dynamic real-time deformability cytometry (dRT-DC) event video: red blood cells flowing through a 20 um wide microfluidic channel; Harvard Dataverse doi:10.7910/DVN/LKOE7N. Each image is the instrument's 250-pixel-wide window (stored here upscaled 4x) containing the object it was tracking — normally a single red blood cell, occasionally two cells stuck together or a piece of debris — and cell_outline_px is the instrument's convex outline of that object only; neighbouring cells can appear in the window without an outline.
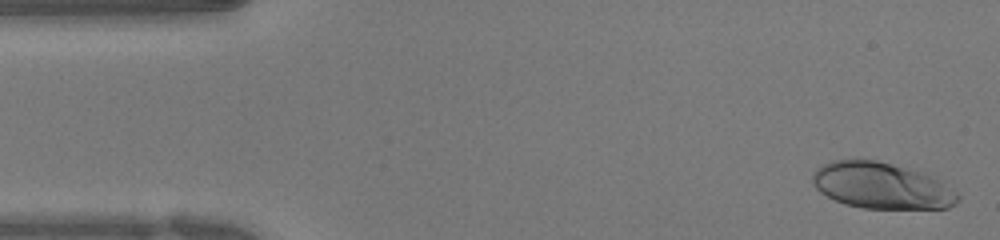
{"species": "human", "species_latin": "Homo sapiens", "temperature_condition": "warm", "stored_images_in_passage": 48, "camera_frame_rate_fps": 3000, "um_per_image_px": 0.085, "donor": {"sex": "female"}, "frame": {"image": 1, "passage_image": 1, "time_ms": 0.0, "image_size_px": [1000, 240], "cell_outline_px": [[960, 200], [956, 204], [948, 208], [860, 208], [844, 204], [820, 192], [812, 184], [812, 176], [816, 168], [820, 164], [832, 160], [860, 156], [924, 172], [956, 192], [960, 196]], "centroid_in_image_um": [74.87, 15.74], "position_along_channel_um": 10.1, "area_um2": 39.71}}
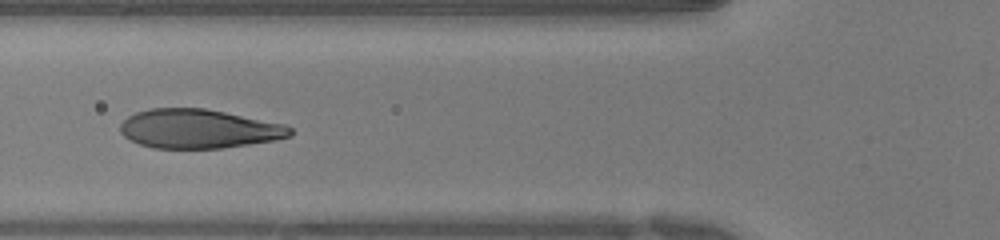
{"frame": {"image": 2, "passage_image": 17, "time_ms": 5.333, "image_size_px": [1000, 240], "cell_outline_px": [[292, 136], [276, 140], [220, 148], [152, 148], [140, 144], [124, 136], [120, 132], [120, 124], [128, 116], [136, 112], [152, 108], [204, 108], [284, 124], [292, 128]], "centroid_in_image_um": [16.88, 10.95], "position_along_channel_um": 108.9, "area_um2": 38.49}}
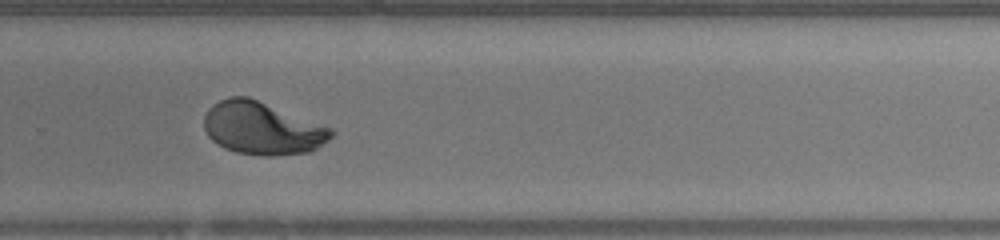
{"frame": {"image": 3, "passage_image": 32, "time_ms": 10.333, "image_size_px": [1000, 240], "cell_outline_px": [[336, 132], [328, 140], [312, 152], [276, 156], [264, 156], [236, 152], [224, 148], [212, 140], [208, 136], [204, 128], [204, 116], [208, 108], [212, 104], [228, 96], [248, 96], [332, 128]], "centroid_in_image_um": [22.29, 10.91], "position_along_channel_um": 307.5, "area_um2": 39.3}, "authors_computed_cell_mechanics": {"area_um2": 39.2462, "velocity_mm_per_s": 3.9836, "shape_relaxation_time_tau1_ms": 4.6676, "shape_relaxation_time_tau2_ms": null, "deformation_change_tau1": 0.2473, "deformation_change_tau2": null}}